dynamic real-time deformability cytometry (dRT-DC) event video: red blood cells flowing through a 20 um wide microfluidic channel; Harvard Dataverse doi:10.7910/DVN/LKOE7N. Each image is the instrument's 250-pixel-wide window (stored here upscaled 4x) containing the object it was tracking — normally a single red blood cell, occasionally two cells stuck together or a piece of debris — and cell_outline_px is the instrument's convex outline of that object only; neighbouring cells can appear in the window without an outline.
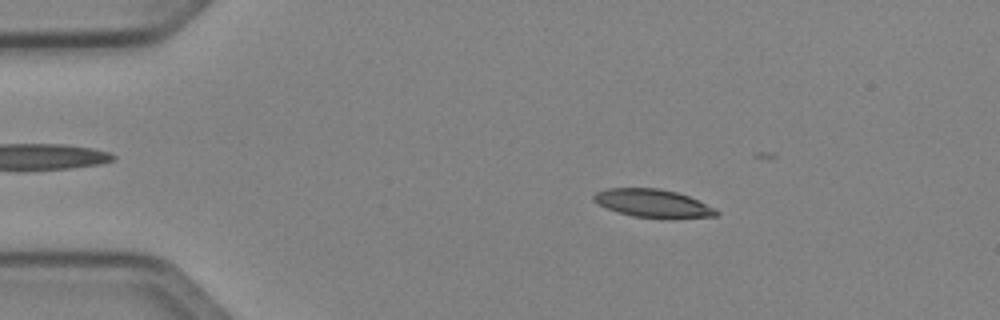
{"species": "Egyptian fruit bat (a non-hibernating species)", "species_latin": "Rousettus aegyptiacus", "temperature_condition": "cold", "stored_images_in_passage": 46, "camera_frame_rate_fps": 3000, "um_per_image_px": 0.085, "animal": {"sex": "female"}, "frame": {"image": 1, "passage_image": 4, "time_ms": 1.0, "image_size_px": [1000, 320], "cell_outline_px": [[720, 212], [716, 216], [672, 220], [668, 220], [632, 216], [616, 212], [596, 204], [592, 200], [592, 196], [596, 192], [604, 188], [660, 188], [676, 192], [688, 196], [716, 208]], "centroid_in_image_um": [55.49, 17.31], "position_along_channel_um": 29.5, "area_um2": 20.81}}
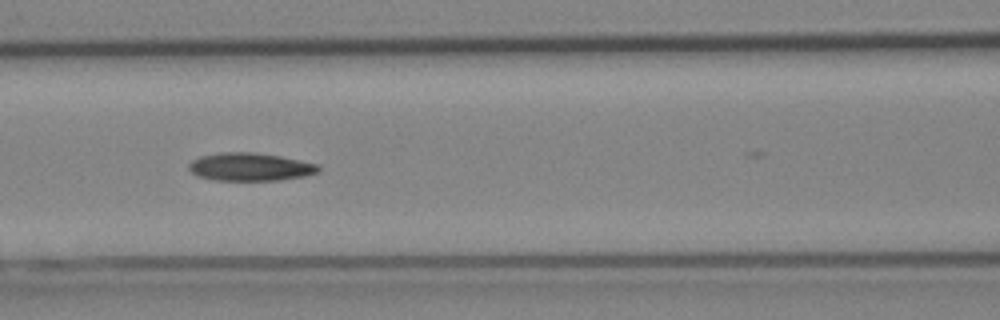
{"frame": {"image": 2, "passage_image": 17, "time_ms": 5.333, "image_size_px": [1000, 320], "cell_outline_px": [[320, 172], [304, 176], [280, 180], [216, 180], [196, 176], [188, 168], [188, 164], [192, 160], [200, 156], [220, 152], [252, 152], [280, 156], [316, 164], [320, 168]], "centroid_in_image_um": [21.23, 14.18], "position_along_channel_um": 145.4, "area_um2": 21.1}}
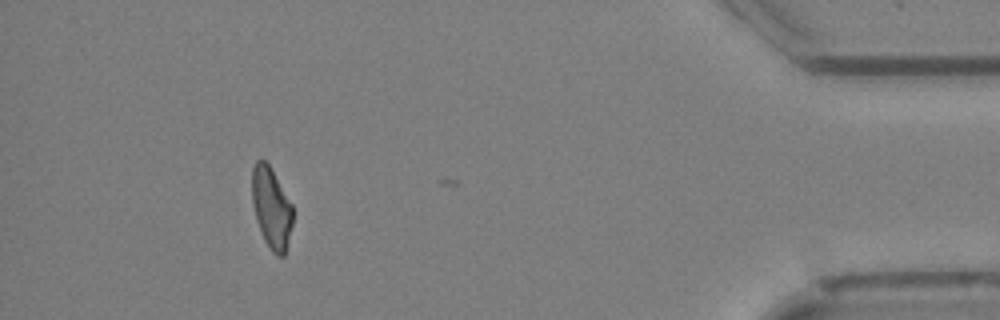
{"frame": {"image": 3, "passage_image": 41, "time_ms": 13.333, "image_size_px": [1000, 320], "cell_outline_px": [[292, 224], [284, 256], [276, 256], [272, 252], [264, 240], [256, 220], [252, 204], [252, 168], [256, 160], [264, 160], [268, 164], [292, 204]], "centroid_in_image_um": [23.05, 17.68], "position_along_channel_um": 412.2, "area_um2": 19.07}, "authors_computed_cell_mechanics": {"area_um2": 20.3745, "velocity_mm_per_s": 4.0517, "shape_relaxation_time_tau1_ms": null, "shape_relaxation_time_tau2_ms": 5.9652, "deformation_change_tau1": null, "deformation_change_tau2": 0.1558}}